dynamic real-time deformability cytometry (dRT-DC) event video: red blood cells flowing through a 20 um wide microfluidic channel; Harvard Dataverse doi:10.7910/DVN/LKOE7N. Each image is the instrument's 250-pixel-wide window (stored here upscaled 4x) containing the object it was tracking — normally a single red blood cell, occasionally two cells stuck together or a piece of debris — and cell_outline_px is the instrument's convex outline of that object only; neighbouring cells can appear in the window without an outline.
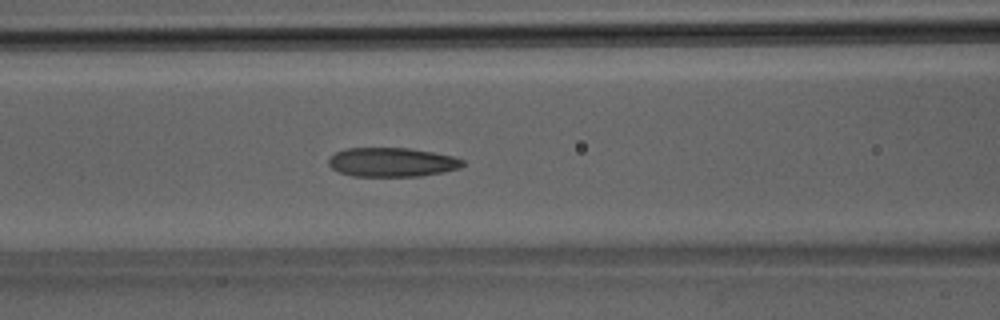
{"species": "Egyptian fruit bat (a non-hibernating species)", "species_latin": "Rousettus aegyptiacus", "temperature_condition": "room temperature", "stored_images_in_passage": 27, "camera_frame_rate_fps": 3000, "um_per_image_px": 0.085, "animal": {"sex": "male"}, "frame": {"image": 1, "passage_image": 5, "time_ms": 1.333, "image_size_px": [1000, 320], "cell_outline_px": [[464, 164], [460, 168], [444, 172], [420, 176], [352, 176], [340, 172], [332, 168], [328, 164], [328, 160], [336, 152], [344, 148], [408, 148], [432, 152], [452, 156], [464, 160]], "centroid_in_image_um": [33.32, 13.79], "position_along_channel_um": 133.3, "area_um2": 22.72}}
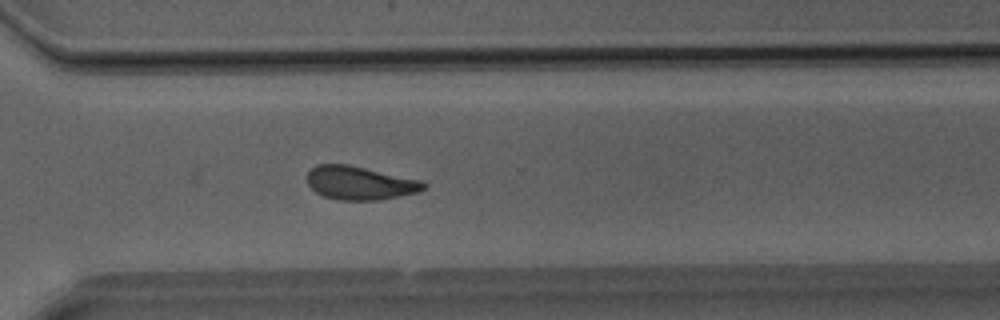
{"frame": {"image": 2, "passage_image": 17, "time_ms": 5.333, "image_size_px": [1000, 320], "cell_outline_px": [[428, 184], [424, 188], [416, 192], [400, 196], [376, 200], [336, 200], [324, 196], [316, 192], [308, 184], [308, 172], [316, 164], [348, 164], [420, 180]], "centroid_in_image_um": [30.57, 15.55], "position_along_channel_um": 340.0, "area_um2": 22.54}}
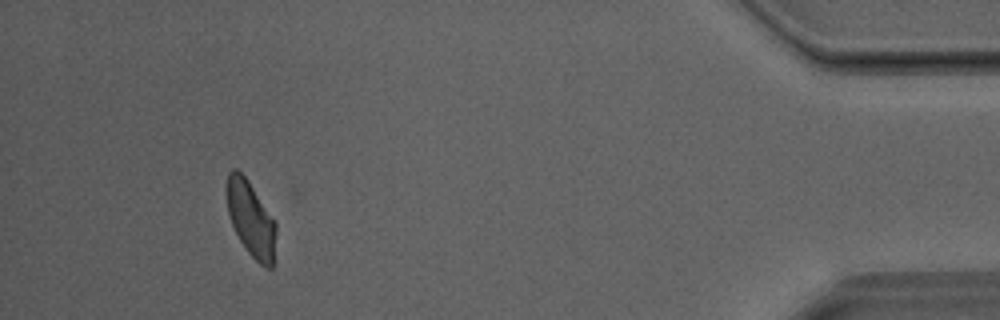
{"frame": {"image": 3, "passage_image": 25, "time_ms": 8.0, "image_size_px": [1000, 320], "cell_outline_px": [[276, 232], [272, 268], [264, 268], [248, 252], [240, 240], [232, 224], [228, 212], [224, 192], [224, 188], [228, 172], [232, 168], [236, 168], [248, 180], [276, 220]], "centroid_in_image_um": [21.3, 18.55], "position_along_channel_um": 413.9, "area_um2": 22.02}}